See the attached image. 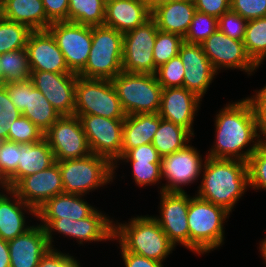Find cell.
Segmentation results:
<instances>
[{"label": "cell", "instance_id": "52", "mask_svg": "<svg viewBox=\"0 0 266 267\" xmlns=\"http://www.w3.org/2000/svg\"><path fill=\"white\" fill-rule=\"evenodd\" d=\"M0 267H10L9 245L0 238Z\"/></svg>", "mask_w": 266, "mask_h": 267}, {"label": "cell", "instance_id": "44", "mask_svg": "<svg viewBox=\"0 0 266 267\" xmlns=\"http://www.w3.org/2000/svg\"><path fill=\"white\" fill-rule=\"evenodd\" d=\"M247 22L230 9L218 18V29L232 39L244 40Z\"/></svg>", "mask_w": 266, "mask_h": 267}, {"label": "cell", "instance_id": "1", "mask_svg": "<svg viewBox=\"0 0 266 267\" xmlns=\"http://www.w3.org/2000/svg\"><path fill=\"white\" fill-rule=\"evenodd\" d=\"M215 118L216 139L207 157L248 162L261 141L250 101L243 98L229 103ZM247 146L250 147L243 151Z\"/></svg>", "mask_w": 266, "mask_h": 267}, {"label": "cell", "instance_id": "14", "mask_svg": "<svg viewBox=\"0 0 266 267\" xmlns=\"http://www.w3.org/2000/svg\"><path fill=\"white\" fill-rule=\"evenodd\" d=\"M11 102L44 134L61 115L31 80L5 84Z\"/></svg>", "mask_w": 266, "mask_h": 267}, {"label": "cell", "instance_id": "38", "mask_svg": "<svg viewBox=\"0 0 266 267\" xmlns=\"http://www.w3.org/2000/svg\"><path fill=\"white\" fill-rule=\"evenodd\" d=\"M249 188L266 190V140H261L248 162Z\"/></svg>", "mask_w": 266, "mask_h": 267}, {"label": "cell", "instance_id": "35", "mask_svg": "<svg viewBox=\"0 0 266 267\" xmlns=\"http://www.w3.org/2000/svg\"><path fill=\"white\" fill-rule=\"evenodd\" d=\"M31 32L32 30L27 25L4 18L0 22V55L26 48Z\"/></svg>", "mask_w": 266, "mask_h": 267}, {"label": "cell", "instance_id": "32", "mask_svg": "<svg viewBox=\"0 0 266 267\" xmlns=\"http://www.w3.org/2000/svg\"><path fill=\"white\" fill-rule=\"evenodd\" d=\"M105 3L101 0H69L67 21L87 26L104 25Z\"/></svg>", "mask_w": 266, "mask_h": 267}, {"label": "cell", "instance_id": "8", "mask_svg": "<svg viewBox=\"0 0 266 267\" xmlns=\"http://www.w3.org/2000/svg\"><path fill=\"white\" fill-rule=\"evenodd\" d=\"M74 115H97L125 119L121 102L111 80L77 76Z\"/></svg>", "mask_w": 266, "mask_h": 267}, {"label": "cell", "instance_id": "49", "mask_svg": "<svg viewBox=\"0 0 266 267\" xmlns=\"http://www.w3.org/2000/svg\"><path fill=\"white\" fill-rule=\"evenodd\" d=\"M193 2L197 11L216 18L230 10V0H193Z\"/></svg>", "mask_w": 266, "mask_h": 267}, {"label": "cell", "instance_id": "36", "mask_svg": "<svg viewBox=\"0 0 266 267\" xmlns=\"http://www.w3.org/2000/svg\"><path fill=\"white\" fill-rule=\"evenodd\" d=\"M184 38L179 35L158 30L153 47V59L155 64V73L157 68L178 56L181 44Z\"/></svg>", "mask_w": 266, "mask_h": 267}, {"label": "cell", "instance_id": "57", "mask_svg": "<svg viewBox=\"0 0 266 267\" xmlns=\"http://www.w3.org/2000/svg\"><path fill=\"white\" fill-rule=\"evenodd\" d=\"M0 85H3L2 73H1V65H0Z\"/></svg>", "mask_w": 266, "mask_h": 267}, {"label": "cell", "instance_id": "13", "mask_svg": "<svg viewBox=\"0 0 266 267\" xmlns=\"http://www.w3.org/2000/svg\"><path fill=\"white\" fill-rule=\"evenodd\" d=\"M55 161L80 159L91 154L80 118L61 116L45 133Z\"/></svg>", "mask_w": 266, "mask_h": 267}, {"label": "cell", "instance_id": "50", "mask_svg": "<svg viewBox=\"0 0 266 267\" xmlns=\"http://www.w3.org/2000/svg\"><path fill=\"white\" fill-rule=\"evenodd\" d=\"M47 17L52 21H67L69 0H42Z\"/></svg>", "mask_w": 266, "mask_h": 267}, {"label": "cell", "instance_id": "5", "mask_svg": "<svg viewBox=\"0 0 266 267\" xmlns=\"http://www.w3.org/2000/svg\"><path fill=\"white\" fill-rule=\"evenodd\" d=\"M123 33L106 25L92 26V46L79 77L112 80L122 72Z\"/></svg>", "mask_w": 266, "mask_h": 267}, {"label": "cell", "instance_id": "21", "mask_svg": "<svg viewBox=\"0 0 266 267\" xmlns=\"http://www.w3.org/2000/svg\"><path fill=\"white\" fill-rule=\"evenodd\" d=\"M178 55L185 69L184 88L202 99L218 73L203 52L201 44L183 42Z\"/></svg>", "mask_w": 266, "mask_h": 267}, {"label": "cell", "instance_id": "2", "mask_svg": "<svg viewBox=\"0 0 266 267\" xmlns=\"http://www.w3.org/2000/svg\"><path fill=\"white\" fill-rule=\"evenodd\" d=\"M199 198L232 212L249 187L247 162L205 156Z\"/></svg>", "mask_w": 266, "mask_h": 267}, {"label": "cell", "instance_id": "20", "mask_svg": "<svg viewBox=\"0 0 266 267\" xmlns=\"http://www.w3.org/2000/svg\"><path fill=\"white\" fill-rule=\"evenodd\" d=\"M26 50L31 71L75 74L68 69L64 55L48 30L32 31L27 40Z\"/></svg>", "mask_w": 266, "mask_h": 267}, {"label": "cell", "instance_id": "10", "mask_svg": "<svg viewBox=\"0 0 266 267\" xmlns=\"http://www.w3.org/2000/svg\"><path fill=\"white\" fill-rule=\"evenodd\" d=\"M157 31L156 21L151 17L123 34V72L155 75L153 47Z\"/></svg>", "mask_w": 266, "mask_h": 267}, {"label": "cell", "instance_id": "56", "mask_svg": "<svg viewBox=\"0 0 266 267\" xmlns=\"http://www.w3.org/2000/svg\"><path fill=\"white\" fill-rule=\"evenodd\" d=\"M0 186L6 191L8 189L7 183L4 179L0 177ZM3 193L0 192V197Z\"/></svg>", "mask_w": 266, "mask_h": 267}, {"label": "cell", "instance_id": "43", "mask_svg": "<svg viewBox=\"0 0 266 267\" xmlns=\"http://www.w3.org/2000/svg\"><path fill=\"white\" fill-rule=\"evenodd\" d=\"M131 162L132 176L135 183L140 186H148L158 183L161 178L160 163L138 162V161H123Z\"/></svg>", "mask_w": 266, "mask_h": 267}, {"label": "cell", "instance_id": "45", "mask_svg": "<svg viewBox=\"0 0 266 267\" xmlns=\"http://www.w3.org/2000/svg\"><path fill=\"white\" fill-rule=\"evenodd\" d=\"M230 9L245 20L266 17V0H230Z\"/></svg>", "mask_w": 266, "mask_h": 267}, {"label": "cell", "instance_id": "41", "mask_svg": "<svg viewBox=\"0 0 266 267\" xmlns=\"http://www.w3.org/2000/svg\"><path fill=\"white\" fill-rule=\"evenodd\" d=\"M22 113L11 102L5 84L0 85V139L8 140V133L13 123Z\"/></svg>", "mask_w": 266, "mask_h": 267}, {"label": "cell", "instance_id": "16", "mask_svg": "<svg viewBox=\"0 0 266 267\" xmlns=\"http://www.w3.org/2000/svg\"><path fill=\"white\" fill-rule=\"evenodd\" d=\"M202 49L213 68L239 69L252 75L258 67L246 52L243 40H235L219 29L211 34L202 44Z\"/></svg>", "mask_w": 266, "mask_h": 267}, {"label": "cell", "instance_id": "51", "mask_svg": "<svg viewBox=\"0 0 266 267\" xmlns=\"http://www.w3.org/2000/svg\"><path fill=\"white\" fill-rule=\"evenodd\" d=\"M120 249L125 267H164L162 262Z\"/></svg>", "mask_w": 266, "mask_h": 267}, {"label": "cell", "instance_id": "29", "mask_svg": "<svg viewBox=\"0 0 266 267\" xmlns=\"http://www.w3.org/2000/svg\"><path fill=\"white\" fill-rule=\"evenodd\" d=\"M159 125L158 113L126 115L123 124L122 155L129 149L152 143Z\"/></svg>", "mask_w": 266, "mask_h": 267}, {"label": "cell", "instance_id": "55", "mask_svg": "<svg viewBox=\"0 0 266 267\" xmlns=\"http://www.w3.org/2000/svg\"><path fill=\"white\" fill-rule=\"evenodd\" d=\"M4 4L3 0H0V22L4 19Z\"/></svg>", "mask_w": 266, "mask_h": 267}, {"label": "cell", "instance_id": "54", "mask_svg": "<svg viewBox=\"0 0 266 267\" xmlns=\"http://www.w3.org/2000/svg\"><path fill=\"white\" fill-rule=\"evenodd\" d=\"M259 245H260V247H259L260 253H261L262 257H263V260L266 262V237H265V239H263L261 241V243Z\"/></svg>", "mask_w": 266, "mask_h": 267}, {"label": "cell", "instance_id": "26", "mask_svg": "<svg viewBox=\"0 0 266 267\" xmlns=\"http://www.w3.org/2000/svg\"><path fill=\"white\" fill-rule=\"evenodd\" d=\"M55 157L48 142L20 143V157L17 170L6 180L11 189L21 178L49 168L55 163Z\"/></svg>", "mask_w": 266, "mask_h": 267}, {"label": "cell", "instance_id": "12", "mask_svg": "<svg viewBox=\"0 0 266 267\" xmlns=\"http://www.w3.org/2000/svg\"><path fill=\"white\" fill-rule=\"evenodd\" d=\"M64 55L68 69L78 74L86 65L92 46V26L69 21L52 22L47 29Z\"/></svg>", "mask_w": 266, "mask_h": 267}, {"label": "cell", "instance_id": "23", "mask_svg": "<svg viewBox=\"0 0 266 267\" xmlns=\"http://www.w3.org/2000/svg\"><path fill=\"white\" fill-rule=\"evenodd\" d=\"M8 242L10 267H37L50 248L45 229L39 224Z\"/></svg>", "mask_w": 266, "mask_h": 267}, {"label": "cell", "instance_id": "15", "mask_svg": "<svg viewBox=\"0 0 266 267\" xmlns=\"http://www.w3.org/2000/svg\"><path fill=\"white\" fill-rule=\"evenodd\" d=\"M199 152L194 146L187 144L183 149L162 157L161 178L165 177L168 181L160 192H185L181 186L198 179L204 166Z\"/></svg>", "mask_w": 266, "mask_h": 267}, {"label": "cell", "instance_id": "28", "mask_svg": "<svg viewBox=\"0 0 266 267\" xmlns=\"http://www.w3.org/2000/svg\"><path fill=\"white\" fill-rule=\"evenodd\" d=\"M83 195L59 194L48 199L36 211L38 219H72L88 217L96 208L82 199Z\"/></svg>", "mask_w": 266, "mask_h": 267}, {"label": "cell", "instance_id": "59", "mask_svg": "<svg viewBox=\"0 0 266 267\" xmlns=\"http://www.w3.org/2000/svg\"><path fill=\"white\" fill-rule=\"evenodd\" d=\"M4 140L0 139V148L2 146V143H3Z\"/></svg>", "mask_w": 266, "mask_h": 267}, {"label": "cell", "instance_id": "58", "mask_svg": "<svg viewBox=\"0 0 266 267\" xmlns=\"http://www.w3.org/2000/svg\"><path fill=\"white\" fill-rule=\"evenodd\" d=\"M101 1H103L106 4V3H108L111 0H101Z\"/></svg>", "mask_w": 266, "mask_h": 267}, {"label": "cell", "instance_id": "48", "mask_svg": "<svg viewBox=\"0 0 266 267\" xmlns=\"http://www.w3.org/2000/svg\"><path fill=\"white\" fill-rule=\"evenodd\" d=\"M162 157L155 149L152 143L138 146L133 149H129L119 159L122 161H138V162H150L161 163Z\"/></svg>", "mask_w": 266, "mask_h": 267}, {"label": "cell", "instance_id": "40", "mask_svg": "<svg viewBox=\"0 0 266 267\" xmlns=\"http://www.w3.org/2000/svg\"><path fill=\"white\" fill-rule=\"evenodd\" d=\"M44 134L27 117L20 116L11 126L8 140L15 143L40 142Z\"/></svg>", "mask_w": 266, "mask_h": 267}, {"label": "cell", "instance_id": "3", "mask_svg": "<svg viewBox=\"0 0 266 267\" xmlns=\"http://www.w3.org/2000/svg\"><path fill=\"white\" fill-rule=\"evenodd\" d=\"M120 248L149 259L163 262L175 249L154 216H137L130 222L114 223L113 240Z\"/></svg>", "mask_w": 266, "mask_h": 267}, {"label": "cell", "instance_id": "46", "mask_svg": "<svg viewBox=\"0 0 266 267\" xmlns=\"http://www.w3.org/2000/svg\"><path fill=\"white\" fill-rule=\"evenodd\" d=\"M250 101L257 123V129L261 140H266V85L259 89L252 97H247ZM263 139H262V138Z\"/></svg>", "mask_w": 266, "mask_h": 267}, {"label": "cell", "instance_id": "9", "mask_svg": "<svg viewBox=\"0 0 266 267\" xmlns=\"http://www.w3.org/2000/svg\"><path fill=\"white\" fill-rule=\"evenodd\" d=\"M102 212L95 209L88 217L80 220L72 219H40V225L45 229L48 243L51 248L53 232L57 231L70 238H76L79 244L86 241L113 240L114 221ZM111 238V239H110Z\"/></svg>", "mask_w": 266, "mask_h": 267}, {"label": "cell", "instance_id": "34", "mask_svg": "<svg viewBox=\"0 0 266 267\" xmlns=\"http://www.w3.org/2000/svg\"><path fill=\"white\" fill-rule=\"evenodd\" d=\"M243 43L252 61L261 66L266 57V17L247 22Z\"/></svg>", "mask_w": 266, "mask_h": 267}, {"label": "cell", "instance_id": "6", "mask_svg": "<svg viewBox=\"0 0 266 267\" xmlns=\"http://www.w3.org/2000/svg\"><path fill=\"white\" fill-rule=\"evenodd\" d=\"M64 194L87 192L113 182L114 165L105 157L91 153L80 159L58 161Z\"/></svg>", "mask_w": 266, "mask_h": 267}, {"label": "cell", "instance_id": "30", "mask_svg": "<svg viewBox=\"0 0 266 267\" xmlns=\"http://www.w3.org/2000/svg\"><path fill=\"white\" fill-rule=\"evenodd\" d=\"M3 4L7 20L25 24L32 31L47 30L52 23L42 0H3Z\"/></svg>", "mask_w": 266, "mask_h": 267}, {"label": "cell", "instance_id": "18", "mask_svg": "<svg viewBox=\"0 0 266 267\" xmlns=\"http://www.w3.org/2000/svg\"><path fill=\"white\" fill-rule=\"evenodd\" d=\"M77 74L31 71L30 80L61 116H73Z\"/></svg>", "mask_w": 266, "mask_h": 267}, {"label": "cell", "instance_id": "7", "mask_svg": "<svg viewBox=\"0 0 266 267\" xmlns=\"http://www.w3.org/2000/svg\"><path fill=\"white\" fill-rule=\"evenodd\" d=\"M111 81L126 115L158 113L162 87L155 75L122 71Z\"/></svg>", "mask_w": 266, "mask_h": 267}, {"label": "cell", "instance_id": "4", "mask_svg": "<svg viewBox=\"0 0 266 267\" xmlns=\"http://www.w3.org/2000/svg\"><path fill=\"white\" fill-rule=\"evenodd\" d=\"M229 214L225 208L196 195L190 197L187 216L189 249L200 255L222 246L225 236L223 224Z\"/></svg>", "mask_w": 266, "mask_h": 267}, {"label": "cell", "instance_id": "24", "mask_svg": "<svg viewBox=\"0 0 266 267\" xmlns=\"http://www.w3.org/2000/svg\"><path fill=\"white\" fill-rule=\"evenodd\" d=\"M151 18V10L144 0H111L105 4L104 25L126 33Z\"/></svg>", "mask_w": 266, "mask_h": 267}, {"label": "cell", "instance_id": "47", "mask_svg": "<svg viewBox=\"0 0 266 267\" xmlns=\"http://www.w3.org/2000/svg\"><path fill=\"white\" fill-rule=\"evenodd\" d=\"M77 261L73 256L50 247L41 257L37 267H81Z\"/></svg>", "mask_w": 266, "mask_h": 267}, {"label": "cell", "instance_id": "39", "mask_svg": "<svg viewBox=\"0 0 266 267\" xmlns=\"http://www.w3.org/2000/svg\"><path fill=\"white\" fill-rule=\"evenodd\" d=\"M184 73V65L178 55L157 68L155 76L162 89L184 87Z\"/></svg>", "mask_w": 266, "mask_h": 267}, {"label": "cell", "instance_id": "31", "mask_svg": "<svg viewBox=\"0 0 266 267\" xmlns=\"http://www.w3.org/2000/svg\"><path fill=\"white\" fill-rule=\"evenodd\" d=\"M193 135L184 127L160 117V125L152 144L161 157L183 149Z\"/></svg>", "mask_w": 266, "mask_h": 267}, {"label": "cell", "instance_id": "53", "mask_svg": "<svg viewBox=\"0 0 266 267\" xmlns=\"http://www.w3.org/2000/svg\"><path fill=\"white\" fill-rule=\"evenodd\" d=\"M144 1L149 6L150 10L152 11L158 5L166 3V2H171L173 0H144Z\"/></svg>", "mask_w": 266, "mask_h": 267}, {"label": "cell", "instance_id": "42", "mask_svg": "<svg viewBox=\"0 0 266 267\" xmlns=\"http://www.w3.org/2000/svg\"><path fill=\"white\" fill-rule=\"evenodd\" d=\"M20 143L4 140L0 148V177L5 181L17 170Z\"/></svg>", "mask_w": 266, "mask_h": 267}, {"label": "cell", "instance_id": "22", "mask_svg": "<svg viewBox=\"0 0 266 267\" xmlns=\"http://www.w3.org/2000/svg\"><path fill=\"white\" fill-rule=\"evenodd\" d=\"M202 99L184 87L162 89L158 114L162 119L186 128L193 136V121Z\"/></svg>", "mask_w": 266, "mask_h": 267}, {"label": "cell", "instance_id": "37", "mask_svg": "<svg viewBox=\"0 0 266 267\" xmlns=\"http://www.w3.org/2000/svg\"><path fill=\"white\" fill-rule=\"evenodd\" d=\"M217 29L218 18L196 11L184 37V42L202 44Z\"/></svg>", "mask_w": 266, "mask_h": 267}, {"label": "cell", "instance_id": "33", "mask_svg": "<svg viewBox=\"0 0 266 267\" xmlns=\"http://www.w3.org/2000/svg\"><path fill=\"white\" fill-rule=\"evenodd\" d=\"M0 65L3 84L30 80L31 70L26 48L1 54Z\"/></svg>", "mask_w": 266, "mask_h": 267}, {"label": "cell", "instance_id": "27", "mask_svg": "<svg viewBox=\"0 0 266 267\" xmlns=\"http://www.w3.org/2000/svg\"><path fill=\"white\" fill-rule=\"evenodd\" d=\"M7 193L11 198L5 194L0 197V238L9 241L32 227L26 226L24 211L36 217V210L24 203L11 189H7Z\"/></svg>", "mask_w": 266, "mask_h": 267}, {"label": "cell", "instance_id": "17", "mask_svg": "<svg viewBox=\"0 0 266 267\" xmlns=\"http://www.w3.org/2000/svg\"><path fill=\"white\" fill-rule=\"evenodd\" d=\"M160 215L154 216L169 240L189 249L187 223L190 195L186 192H160ZM178 243V244H177Z\"/></svg>", "mask_w": 266, "mask_h": 267}, {"label": "cell", "instance_id": "11", "mask_svg": "<svg viewBox=\"0 0 266 267\" xmlns=\"http://www.w3.org/2000/svg\"><path fill=\"white\" fill-rule=\"evenodd\" d=\"M80 118L91 153L107 158L113 165L122 156L124 119L97 115H74ZM116 164V165H115Z\"/></svg>", "mask_w": 266, "mask_h": 267}, {"label": "cell", "instance_id": "19", "mask_svg": "<svg viewBox=\"0 0 266 267\" xmlns=\"http://www.w3.org/2000/svg\"><path fill=\"white\" fill-rule=\"evenodd\" d=\"M11 190L36 211L48 199L63 193V183L59 163L49 168L21 178Z\"/></svg>", "mask_w": 266, "mask_h": 267}, {"label": "cell", "instance_id": "25", "mask_svg": "<svg viewBox=\"0 0 266 267\" xmlns=\"http://www.w3.org/2000/svg\"><path fill=\"white\" fill-rule=\"evenodd\" d=\"M196 11L193 0H173L155 7L151 17L158 30L184 38Z\"/></svg>", "mask_w": 266, "mask_h": 267}]
</instances>
